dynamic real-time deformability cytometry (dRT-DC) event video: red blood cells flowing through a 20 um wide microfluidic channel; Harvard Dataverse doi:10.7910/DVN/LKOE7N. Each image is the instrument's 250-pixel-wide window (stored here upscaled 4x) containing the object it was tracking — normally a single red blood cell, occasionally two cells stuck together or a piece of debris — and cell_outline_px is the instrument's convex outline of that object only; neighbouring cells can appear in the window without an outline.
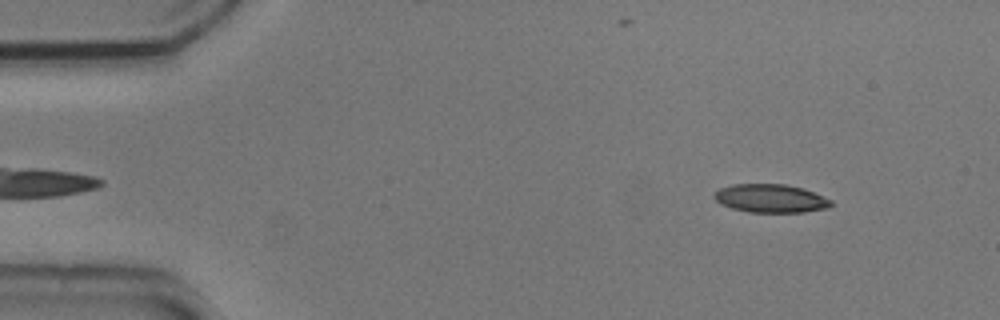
{"species": "common noctule bat (a hibernating species)", "species_latin": "Nyctalus noctula", "temperature_condition": "cold", "stored_images_in_passage": 53, "camera_frame_rate_fps": 3000, "um_per_image_px": 0.085, "animal": {"sex": "male", "body_mass_g": 20.5, "forearm_length_mm": 52.5}, "frame": {"image": 1, "passage_image": 5, "time_ms": 1.333, "image_size_px": [1000, 320], "cell_outline_px": [[832, 204], [828, 208], [804, 212], [748, 212], [732, 208], [720, 204], [712, 196], [720, 188], [732, 184], [784, 184], [804, 188], [832, 200]], "centroid_in_image_um": [65.5, 16.86], "position_along_channel_um": 19.5, "area_um2": 19.36}}
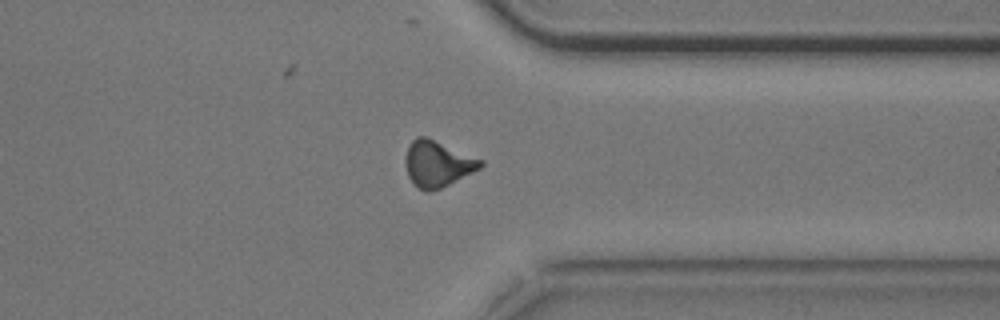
{"frame": {"image": 2, "passage_image": 41, "time_ms": 13.333, "image_size_px": [1000, 320], "cell_outline_px": [[484, 164], [480, 168], [432, 192], [424, 192], [408, 176], [404, 164], [404, 160], [408, 148], [412, 140], [416, 136], [428, 136], [484, 160]], "centroid_in_image_um": [37.18, 13.89], "position_along_channel_um": 374.2, "area_um2": 20.23}}
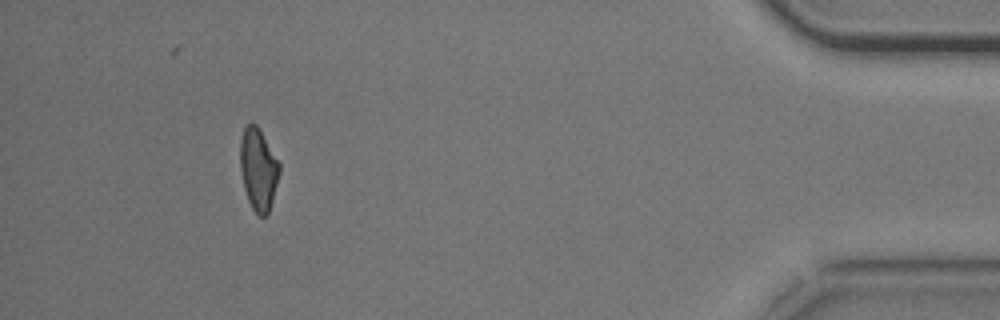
{"frame": {"image": 3, "passage_image": 49, "time_ms": 16.0, "image_size_px": [1000, 320], "cell_outline_px": [[280, 172], [272, 200], [268, 212], [264, 216], [260, 216], [252, 208], [248, 200], [244, 188], [240, 168], [240, 140], [244, 128], [252, 120], [256, 124], [280, 164]], "centroid_in_image_um": [21.94, 14.36], "position_along_channel_um": 413.3, "area_um2": 18.5}, "authors_computed_cell_mechanics": {"area_um2": 19.941, "velocity_mm_per_s": 3.6953, "shape_relaxation_time_tau1_ms": 10.5438, "shape_relaxation_time_tau2_ms": 5.8181, "deformation_change_tau1": 0.2052, "deformation_change_tau2": 0.1397}}